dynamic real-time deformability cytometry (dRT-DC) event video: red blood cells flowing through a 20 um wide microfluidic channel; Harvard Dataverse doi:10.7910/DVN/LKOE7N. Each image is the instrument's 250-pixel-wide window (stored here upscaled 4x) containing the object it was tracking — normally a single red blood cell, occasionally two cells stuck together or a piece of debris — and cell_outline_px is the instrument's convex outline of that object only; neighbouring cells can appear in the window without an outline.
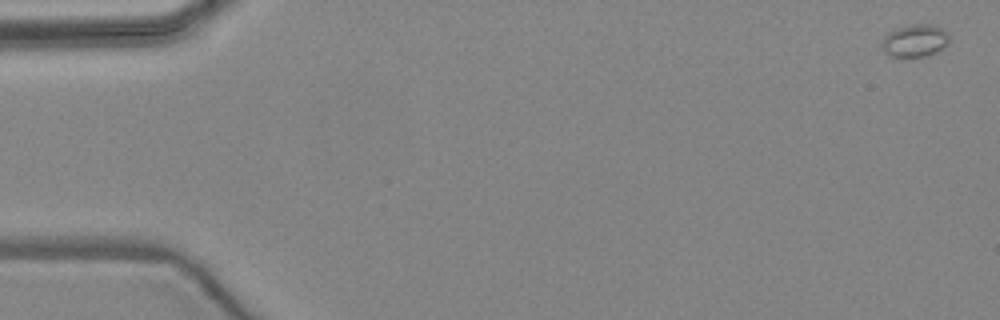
{"species": "common noctule bat (a hibernating species)", "species_latin": "Nyctalus noctula", "temperature_condition": "warm", "stored_images_in_passage": 5, "camera_frame_rate_fps": 3000, "um_per_image_px": 0.085, "animal": {"sex": "female", "body_mass_g": 24.6, "forearm_length_mm": 56.2}, "frame": {"image": 1, "passage_image": 1, "time_ms": 0.0, "image_size_px": [1000, 320], "cell_outline_px": [[948, 44], [936, 52], [924, 56], [888, 56], [880, 48], [880, 44], [884, 36], [888, 32], [896, 28], [912, 24], [932, 24], [948, 32]], "centroid_in_image_um": [77.72, 3.45], "position_along_channel_um": 7.3, "area_um2": 12.83}}
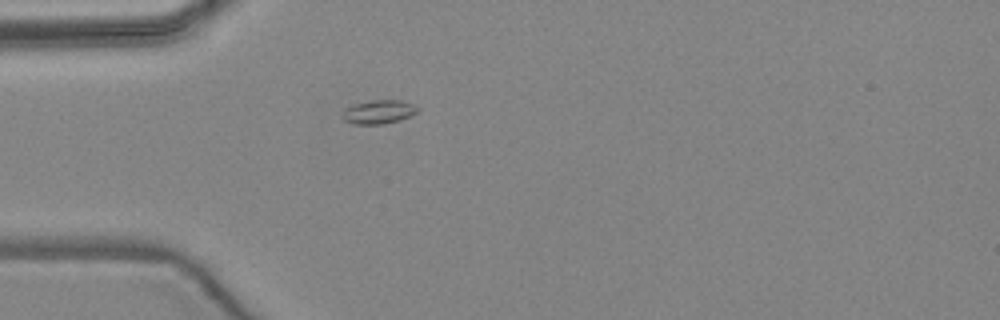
{"frame": {"image": 2, "passage_image": 5, "time_ms": 4.667, "image_size_px": [1000, 320], "cell_outline_px": [[420, 108], [416, 112], [400, 120], [384, 124], [352, 124], [344, 120], [340, 116], [344, 108], [352, 104], [376, 100], [400, 100], [412, 104]], "centroid_in_image_um": [32.13, 9.51], "position_along_channel_um": 52.9, "area_um2": 10.46}}